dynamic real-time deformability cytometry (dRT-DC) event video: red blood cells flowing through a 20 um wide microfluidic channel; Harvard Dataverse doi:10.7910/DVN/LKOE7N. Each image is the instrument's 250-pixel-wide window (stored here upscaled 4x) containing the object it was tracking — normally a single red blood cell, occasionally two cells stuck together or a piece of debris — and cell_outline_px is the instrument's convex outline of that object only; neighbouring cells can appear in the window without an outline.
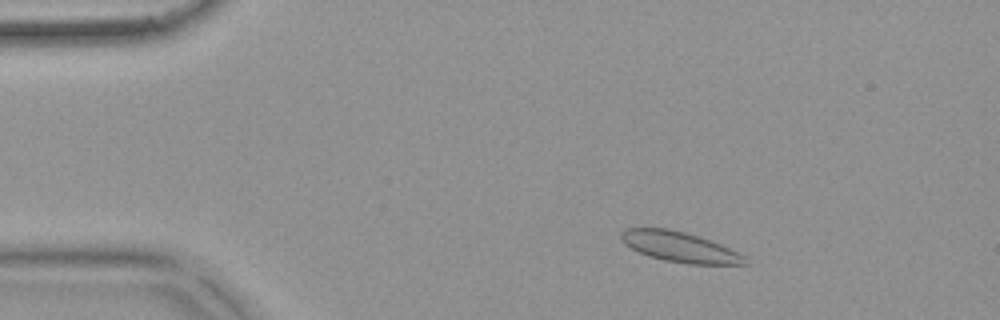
{"species": "common noctule bat (a hibernating species)", "species_latin": "Nyctalus noctula", "temperature_condition": "warm", "stored_images_in_passage": 53, "camera_frame_rate_fps": 3000, "um_per_image_px": 0.085, "animal": {"sex": "female", "body_mass_g": 18.4}, "frame": {"image": 1, "passage_image": 7, "time_ms": 2.0, "image_size_px": [1000, 320], "cell_outline_px": [[748, 264], [688, 264], [664, 260], [648, 256], [624, 244], [620, 240], [620, 232], [628, 228], [668, 228], [684, 232], [720, 244], [744, 256]], "centroid_in_image_um": [57.71, 20.99], "position_along_channel_um": 27.3, "area_um2": 21.5}}
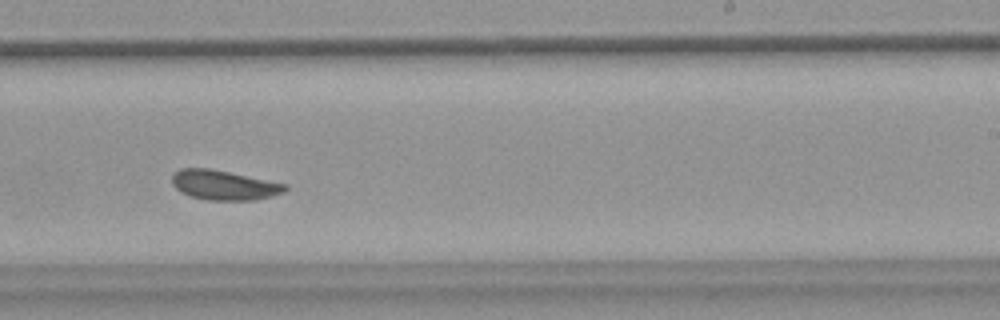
{"frame": {"image": 2, "passage_image": 32, "time_ms": 10.333, "image_size_px": [1000, 320], "cell_outline_px": [[288, 188], [284, 192], [272, 196], [256, 200], [208, 200], [188, 196], [180, 192], [172, 184], [172, 172], [180, 168], [208, 168], [288, 184]], "centroid_in_image_um": [19.01, 15.74], "position_along_channel_um": 270.0, "area_um2": 19.71}}
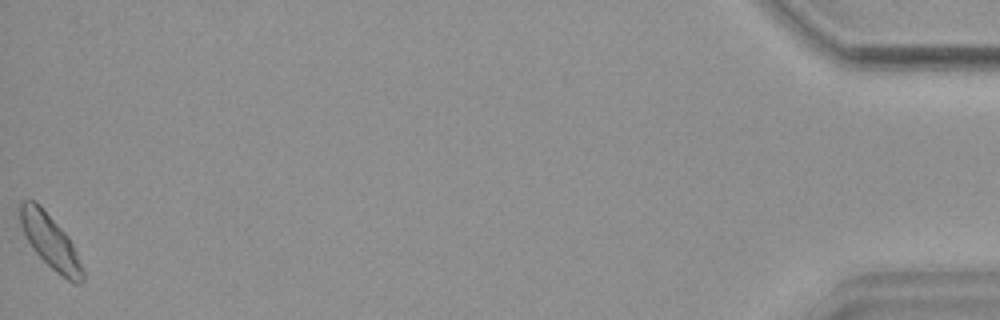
{"frame": {"image": 3, "passage_image": 53, "time_ms": 17.333, "image_size_px": [1000, 320], "cell_outline_px": [[84, 280], [80, 284], [72, 284], [56, 272], [36, 252], [28, 240], [20, 224], [20, 200], [36, 200], [40, 204], [68, 236], [76, 252], [84, 272]], "centroid_in_image_um": [4.29, 20.52], "position_along_channel_um": 430.9, "area_um2": 19.48}, "authors_computed_cell_mechanics": {"area_um2": 19.7098, "velocity_mm_per_s": 3.6799, "shape_relaxation_time_tau1_ms": 7.527, "shape_relaxation_time_tau2_ms": null, "deformation_change_tau1": 0.1089, "deformation_change_tau2": null}}